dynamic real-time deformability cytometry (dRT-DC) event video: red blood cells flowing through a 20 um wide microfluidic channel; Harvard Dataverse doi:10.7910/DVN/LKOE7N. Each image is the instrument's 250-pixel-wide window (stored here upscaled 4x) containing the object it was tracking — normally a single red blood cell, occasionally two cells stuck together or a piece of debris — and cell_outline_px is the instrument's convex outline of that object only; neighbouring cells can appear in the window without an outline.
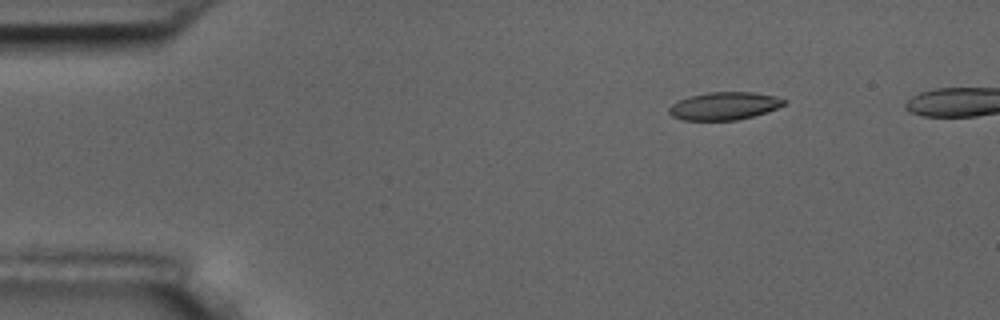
{"species": "common noctule bat (a hibernating species)", "species_latin": "Nyctalus noctula", "temperature_condition": "room temperature", "stored_images_in_passage": 4, "camera_frame_rate_fps": 3000, "um_per_image_px": 0.085, "animal": {"sex": "male", "body_mass_g": 17.5, "forearm_length_mm": 52.3}, "frame": {"image": 1, "passage_image": 1, "time_ms": 0.0, "image_size_px": [1000, 320], "cell_outline_px": [[788, 100], [784, 104], [776, 108], [752, 116], [736, 120], [680, 120], [672, 116], [668, 112], [668, 108], [672, 104], [688, 96], [708, 92], [752, 92], [776, 96]], "centroid_in_image_um": [61.53, 9.0], "position_along_channel_um": 23.5, "area_um2": 18.55}}